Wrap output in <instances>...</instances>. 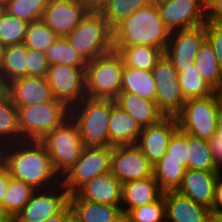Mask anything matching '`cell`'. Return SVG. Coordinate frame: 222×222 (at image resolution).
<instances>
[{"label":"cell","mask_w":222,"mask_h":222,"mask_svg":"<svg viewBox=\"0 0 222 222\" xmlns=\"http://www.w3.org/2000/svg\"><path fill=\"white\" fill-rule=\"evenodd\" d=\"M27 55V76L46 77L50 63L45 53L29 49L26 50Z\"/></svg>","instance_id":"42"},{"label":"cell","mask_w":222,"mask_h":222,"mask_svg":"<svg viewBox=\"0 0 222 222\" xmlns=\"http://www.w3.org/2000/svg\"><path fill=\"white\" fill-rule=\"evenodd\" d=\"M4 52H5V47L2 46L0 43V64H1V61L3 60Z\"/></svg>","instance_id":"58"},{"label":"cell","mask_w":222,"mask_h":222,"mask_svg":"<svg viewBox=\"0 0 222 222\" xmlns=\"http://www.w3.org/2000/svg\"><path fill=\"white\" fill-rule=\"evenodd\" d=\"M104 0H88V6L92 8H97Z\"/></svg>","instance_id":"52"},{"label":"cell","mask_w":222,"mask_h":222,"mask_svg":"<svg viewBox=\"0 0 222 222\" xmlns=\"http://www.w3.org/2000/svg\"><path fill=\"white\" fill-rule=\"evenodd\" d=\"M212 214H222V173L219 172L215 185L214 202L211 209Z\"/></svg>","instance_id":"45"},{"label":"cell","mask_w":222,"mask_h":222,"mask_svg":"<svg viewBox=\"0 0 222 222\" xmlns=\"http://www.w3.org/2000/svg\"><path fill=\"white\" fill-rule=\"evenodd\" d=\"M111 173L123 184L153 176V164L136 145L112 146Z\"/></svg>","instance_id":"15"},{"label":"cell","mask_w":222,"mask_h":222,"mask_svg":"<svg viewBox=\"0 0 222 222\" xmlns=\"http://www.w3.org/2000/svg\"><path fill=\"white\" fill-rule=\"evenodd\" d=\"M213 0H203L205 7H207Z\"/></svg>","instance_id":"59"},{"label":"cell","mask_w":222,"mask_h":222,"mask_svg":"<svg viewBox=\"0 0 222 222\" xmlns=\"http://www.w3.org/2000/svg\"><path fill=\"white\" fill-rule=\"evenodd\" d=\"M188 161L187 169L201 171H219V165L213 158L209 141L187 133Z\"/></svg>","instance_id":"31"},{"label":"cell","mask_w":222,"mask_h":222,"mask_svg":"<svg viewBox=\"0 0 222 222\" xmlns=\"http://www.w3.org/2000/svg\"><path fill=\"white\" fill-rule=\"evenodd\" d=\"M90 9L83 2L49 0L41 20L59 37H66Z\"/></svg>","instance_id":"16"},{"label":"cell","mask_w":222,"mask_h":222,"mask_svg":"<svg viewBox=\"0 0 222 222\" xmlns=\"http://www.w3.org/2000/svg\"><path fill=\"white\" fill-rule=\"evenodd\" d=\"M186 169L174 160H159L153 165V176L163 192L176 191Z\"/></svg>","instance_id":"33"},{"label":"cell","mask_w":222,"mask_h":222,"mask_svg":"<svg viewBox=\"0 0 222 222\" xmlns=\"http://www.w3.org/2000/svg\"><path fill=\"white\" fill-rule=\"evenodd\" d=\"M71 1L83 2V3H86L88 5V0H71Z\"/></svg>","instance_id":"61"},{"label":"cell","mask_w":222,"mask_h":222,"mask_svg":"<svg viewBox=\"0 0 222 222\" xmlns=\"http://www.w3.org/2000/svg\"><path fill=\"white\" fill-rule=\"evenodd\" d=\"M112 222H128L127 215L121 213L114 221Z\"/></svg>","instance_id":"53"},{"label":"cell","mask_w":222,"mask_h":222,"mask_svg":"<svg viewBox=\"0 0 222 222\" xmlns=\"http://www.w3.org/2000/svg\"><path fill=\"white\" fill-rule=\"evenodd\" d=\"M179 82L185 101L207 97L215 91L203 80L196 67L182 68Z\"/></svg>","instance_id":"36"},{"label":"cell","mask_w":222,"mask_h":222,"mask_svg":"<svg viewBox=\"0 0 222 222\" xmlns=\"http://www.w3.org/2000/svg\"><path fill=\"white\" fill-rule=\"evenodd\" d=\"M0 222H13V218L0 206Z\"/></svg>","instance_id":"49"},{"label":"cell","mask_w":222,"mask_h":222,"mask_svg":"<svg viewBox=\"0 0 222 222\" xmlns=\"http://www.w3.org/2000/svg\"><path fill=\"white\" fill-rule=\"evenodd\" d=\"M111 99L85 97L70 107L81 141L85 146L109 147Z\"/></svg>","instance_id":"3"},{"label":"cell","mask_w":222,"mask_h":222,"mask_svg":"<svg viewBox=\"0 0 222 222\" xmlns=\"http://www.w3.org/2000/svg\"><path fill=\"white\" fill-rule=\"evenodd\" d=\"M49 0H6L5 12L27 22L40 20Z\"/></svg>","instance_id":"39"},{"label":"cell","mask_w":222,"mask_h":222,"mask_svg":"<svg viewBox=\"0 0 222 222\" xmlns=\"http://www.w3.org/2000/svg\"><path fill=\"white\" fill-rule=\"evenodd\" d=\"M85 69L69 65H50L46 79L56 99L69 107L86 97Z\"/></svg>","instance_id":"11"},{"label":"cell","mask_w":222,"mask_h":222,"mask_svg":"<svg viewBox=\"0 0 222 222\" xmlns=\"http://www.w3.org/2000/svg\"><path fill=\"white\" fill-rule=\"evenodd\" d=\"M206 39L212 45L218 63L222 68V23H205Z\"/></svg>","instance_id":"43"},{"label":"cell","mask_w":222,"mask_h":222,"mask_svg":"<svg viewBox=\"0 0 222 222\" xmlns=\"http://www.w3.org/2000/svg\"><path fill=\"white\" fill-rule=\"evenodd\" d=\"M206 39L205 24L172 31L164 55L179 72L182 68L194 67L197 52Z\"/></svg>","instance_id":"14"},{"label":"cell","mask_w":222,"mask_h":222,"mask_svg":"<svg viewBox=\"0 0 222 222\" xmlns=\"http://www.w3.org/2000/svg\"><path fill=\"white\" fill-rule=\"evenodd\" d=\"M6 92L16 107L61 101L55 98L46 77L26 76L10 82Z\"/></svg>","instance_id":"18"},{"label":"cell","mask_w":222,"mask_h":222,"mask_svg":"<svg viewBox=\"0 0 222 222\" xmlns=\"http://www.w3.org/2000/svg\"><path fill=\"white\" fill-rule=\"evenodd\" d=\"M219 171L222 173V163L219 165Z\"/></svg>","instance_id":"62"},{"label":"cell","mask_w":222,"mask_h":222,"mask_svg":"<svg viewBox=\"0 0 222 222\" xmlns=\"http://www.w3.org/2000/svg\"><path fill=\"white\" fill-rule=\"evenodd\" d=\"M219 101H220V107H221V113H222V85L220 88L216 91Z\"/></svg>","instance_id":"56"},{"label":"cell","mask_w":222,"mask_h":222,"mask_svg":"<svg viewBox=\"0 0 222 222\" xmlns=\"http://www.w3.org/2000/svg\"><path fill=\"white\" fill-rule=\"evenodd\" d=\"M220 171L186 169L178 193L209 210L214 202L215 185Z\"/></svg>","instance_id":"19"},{"label":"cell","mask_w":222,"mask_h":222,"mask_svg":"<svg viewBox=\"0 0 222 222\" xmlns=\"http://www.w3.org/2000/svg\"><path fill=\"white\" fill-rule=\"evenodd\" d=\"M166 222H210L211 210L177 191L163 192Z\"/></svg>","instance_id":"21"},{"label":"cell","mask_w":222,"mask_h":222,"mask_svg":"<svg viewBox=\"0 0 222 222\" xmlns=\"http://www.w3.org/2000/svg\"><path fill=\"white\" fill-rule=\"evenodd\" d=\"M112 147L85 146L76 163L61 177L67 193H75L98 175L111 172Z\"/></svg>","instance_id":"9"},{"label":"cell","mask_w":222,"mask_h":222,"mask_svg":"<svg viewBox=\"0 0 222 222\" xmlns=\"http://www.w3.org/2000/svg\"><path fill=\"white\" fill-rule=\"evenodd\" d=\"M114 101L116 105L131 115L141 128L154 125L165 117L158 109L156 102L130 92H120Z\"/></svg>","instance_id":"24"},{"label":"cell","mask_w":222,"mask_h":222,"mask_svg":"<svg viewBox=\"0 0 222 222\" xmlns=\"http://www.w3.org/2000/svg\"><path fill=\"white\" fill-rule=\"evenodd\" d=\"M209 145L214 160L218 165H220L222 163V138L215 134L209 140Z\"/></svg>","instance_id":"46"},{"label":"cell","mask_w":222,"mask_h":222,"mask_svg":"<svg viewBox=\"0 0 222 222\" xmlns=\"http://www.w3.org/2000/svg\"><path fill=\"white\" fill-rule=\"evenodd\" d=\"M210 222H222V214H212Z\"/></svg>","instance_id":"54"},{"label":"cell","mask_w":222,"mask_h":222,"mask_svg":"<svg viewBox=\"0 0 222 222\" xmlns=\"http://www.w3.org/2000/svg\"><path fill=\"white\" fill-rule=\"evenodd\" d=\"M75 194L84 200L121 206L122 183L111 173L98 175L81 186Z\"/></svg>","instance_id":"20"},{"label":"cell","mask_w":222,"mask_h":222,"mask_svg":"<svg viewBox=\"0 0 222 222\" xmlns=\"http://www.w3.org/2000/svg\"><path fill=\"white\" fill-rule=\"evenodd\" d=\"M26 50L24 43L5 47L4 57L0 64V77L5 86L27 76Z\"/></svg>","instance_id":"28"},{"label":"cell","mask_w":222,"mask_h":222,"mask_svg":"<svg viewBox=\"0 0 222 222\" xmlns=\"http://www.w3.org/2000/svg\"><path fill=\"white\" fill-rule=\"evenodd\" d=\"M160 160H174L180 162L185 169H187L188 161V145L187 133L179 128L173 133L169 140L167 152Z\"/></svg>","instance_id":"41"},{"label":"cell","mask_w":222,"mask_h":222,"mask_svg":"<svg viewBox=\"0 0 222 222\" xmlns=\"http://www.w3.org/2000/svg\"><path fill=\"white\" fill-rule=\"evenodd\" d=\"M121 92H130L156 102L157 87L152 71L124 67Z\"/></svg>","instance_id":"26"},{"label":"cell","mask_w":222,"mask_h":222,"mask_svg":"<svg viewBox=\"0 0 222 222\" xmlns=\"http://www.w3.org/2000/svg\"><path fill=\"white\" fill-rule=\"evenodd\" d=\"M2 164V146L0 145V165Z\"/></svg>","instance_id":"60"},{"label":"cell","mask_w":222,"mask_h":222,"mask_svg":"<svg viewBox=\"0 0 222 222\" xmlns=\"http://www.w3.org/2000/svg\"><path fill=\"white\" fill-rule=\"evenodd\" d=\"M46 56L50 65H69L86 68L87 60L79 54L65 37L58 39L47 49Z\"/></svg>","instance_id":"35"},{"label":"cell","mask_w":222,"mask_h":222,"mask_svg":"<svg viewBox=\"0 0 222 222\" xmlns=\"http://www.w3.org/2000/svg\"><path fill=\"white\" fill-rule=\"evenodd\" d=\"M72 212L70 203L68 202L58 213L50 216L42 222H64V219Z\"/></svg>","instance_id":"48"},{"label":"cell","mask_w":222,"mask_h":222,"mask_svg":"<svg viewBox=\"0 0 222 222\" xmlns=\"http://www.w3.org/2000/svg\"><path fill=\"white\" fill-rule=\"evenodd\" d=\"M221 114L216 91L203 98L187 100L175 116L183 132L209 141L215 134Z\"/></svg>","instance_id":"7"},{"label":"cell","mask_w":222,"mask_h":222,"mask_svg":"<svg viewBox=\"0 0 222 222\" xmlns=\"http://www.w3.org/2000/svg\"><path fill=\"white\" fill-rule=\"evenodd\" d=\"M163 195L154 176L122 184L121 211L128 214L133 208L157 201Z\"/></svg>","instance_id":"22"},{"label":"cell","mask_w":222,"mask_h":222,"mask_svg":"<svg viewBox=\"0 0 222 222\" xmlns=\"http://www.w3.org/2000/svg\"><path fill=\"white\" fill-rule=\"evenodd\" d=\"M21 141L18 109L5 92L0 97V145Z\"/></svg>","instance_id":"30"},{"label":"cell","mask_w":222,"mask_h":222,"mask_svg":"<svg viewBox=\"0 0 222 222\" xmlns=\"http://www.w3.org/2000/svg\"><path fill=\"white\" fill-rule=\"evenodd\" d=\"M151 2V0H104L96 9L113 29L123 19Z\"/></svg>","instance_id":"32"},{"label":"cell","mask_w":222,"mask_h":222,"mask_svg":"<svg viewBox=\"0 0 222 222\" xmlns=\"http://www.w3.org/2000/svg\"><path fill=\"white\" fill-rule=\"evenodd\" d=\"M194 65L203 80L217 91L222 85V68L220 67L212 45L207 39L201 44Z\"/></svg>","instance_id":"29"},{"label":"cell","mask_w":222,"mask_h":222,"mask_svg":"<svg viewBox=\"0 0 222 222\" xmlns=\"http://www.w3.org/2000/svg\"><path fill=\"white\" fill-rule=\"evenodd\" d=\"M41 142L50 155L55 171L62 177L82 154L85 145L71 117L50 131Z\"/></svg>","instance_id":"8"},{"label":"cell","mask_w":222,"mask_h":222,"mask_svg":"<svg viewBox=\"0 0 222 222\" xmlns=\"http://www.w3.org/2000/svg\"><path fill=\"white\" fill-rule=\"evenodd\" d=\"M65 38L87 61L113 50L112 28L96 8L90 9Z\"/></svg>","instance_id":"4"},{"label":"cell","mask_w":222,"mask_h":222,"mask_svg":"<svg viewBox=\"0 0 222 222\" xmlns=\"http://www.w3.org/2000/svg\"><path fill=\"white\" fill-rule=\"evenodd\" d=\"M11 175L8 170L1 164L0 165V205L2 204L3 196L5 195L8 185L11 180Z\"/></svg>","instance_id":"47"},{"label":"cell","mask_w":222,"mask_h":222,"mask_svg":"<svg viewBox=\"0 0 222 222\" xmlns=\"http://www.w3.org/2000/svg\"><path fill=\"white\" fill-rule=\"evenodd\" d=\"M216 135H218L220 138H222V113L220 114V117L218 120Z\"/></svg>","instance_id":"51"},{"label":"cell","mask_w":222,"mask_h":222,"mask_svg":"<svg viewBox=\"0 0 222 222\" xmlns=\"http://www.w3.org/2000/svg\"><path fill=\"white\" fill-rule=\"evenodd\" d=\"M124 63L116 50L95 57L85 69L86 96L115 99L121 92Z\"/></svg>","instance_id":"5"},{"label":"cell","mask_w":222,"mask_h":222,"mask_svg":"<svg viewBox=\"0 0 222 222\" xmlns=\"http://www.w3.org/2000/svg\"><path fill=\"white\" fill-rule=\"evenodd\" d=\"M113 49L122 57L124 67L140 70L152 71L164 55L161 49L144 45L113 46Z\"/></svg>","instance_id":"27"},{"label":"cell","mask_w":222,"mask_h":222,"mask_svg":"<svg viewBox=\"0 0 222 222\" xmlns=\"http://www.w3.org/2000/svg\"><path fill=\"white\" fill-rule=\"evenodd\" d=\"M178 129L174 116H165L158 123L143 127L136 145L154 165L167 152L169 140Z\"/></svg>","instance_id":"17"},{"label":"cell","mask_w":222,"mask_h":222,"mask_svg":"<svg viewBox=\"0 0 222 222\" xmlns=\"http://www.w3.org/2000/svg\"><path fill=\"white\" fill-rule=\"evenodd\" d=\"M35 189L23 181L11 178L0 205L13 219L29 201Z\"/></svg>","instance_id":"34"},{"label":"cell","mask_w":222,"mask_h":222,"mask_svg":"<svg viewBox=\"0 0 222 222\" xmlns=\"http://www.w3.org/2000/svg\"><path fill=\"white\" fill-rule=\"evenodd\" d=\"M2 165L12 178L35 190L48 189L61 183L50 155L41 141L22 140L2 146Z\"/></svg>","instance_id":"1"},{"label":"cell","mask_w":222,"mask_h":222,"mask_svg":"<svg viewBox=\"0 0 222 222\" xmlns=\"http://www.w3.org/2000/svg\"><path fill=\"white\" fill-rule=\"evenodd\" d=\"M206 21L222 23V0H213L206 7Z\"/></svg>","instance_id":"44"},{"label":"cell","mask_w":222,"mask_h":222,"mask_svg":"<svg viewBox=\"0 0 222 222\" xmlns=\"http://www.w3.org/2000/svg\"><path fill=\"white\" fill-rule=\"evenodd\" d=\"M17 109L21 141H41L70 117V107L63 101H47Z\"/></svg>","instance_id":"6"},{"label":"cell","mask_w":222,"mask_h":222,"mask_svg":"<svg viewBox=\"0 0 222 222\" xmlns=\"http://www.w3.org/2000/svg\"><path fill=\"white\" fill-rule=\"evenodd\" d=\"M128 222H166L163 195L155 202L133 208L127 214Z\"/></svg>","instance_id":"40"},{"label":"cell","mask_w":222,"mask_h":222,"mask_svg":"<svg viewBox=\"0 0 222 222\" xmlns=\"http://www.w3.org/2000/svg\"><path fill=\"white\" fill-rule=\"evenodd\" d=\"M68 202L69 194L61 183L35 190L13 222H42L58 213Z\"/></svg>","instance_id":"12"},{"label":"cell","mask_w":222,"mask_h":222,"mask_svg":"<svg viewBox=\"0 0 222 222\" xmlns=\"http://www.w3.org/2000/svg\"><path fill=\"white\" fill-rule=\"evenodd\" d=\"M6 92V86L0 77V97Z\"/></svg>","instance_id":"55"},{"label":"cell","mask_w":222,"mask_h":222,"mask_svg":"<svg viewBox=\"0 0 222 222\" xmlns=\"http://www.w3.org/2000/svg\"><path fill=\"white\" fill-rule=\"evenodd\" d=\"M113 46L144 45L165 52L171 32L155 2L138 9L113 29Z\"/></svg>","instance_id":"2"},{"label":"cell","mask_w":222,"mask_h":222,"mask_svg":"<svg viewBox=\"0 0 222 222\" xmlns=\"http://www.w3.org/2000/svg\"><path fill=\"white\" fill-rule=\"evenodd\" d=\"M142 128L137 121L111 99L109 116V147L136 144Z\"/></svg>","instance_id":"23"},{"label":"cell","mask_w":222,"mask_h":222,"mask_svg":"<svg viewBox=\"0 0 222 222\" xmlns=\"http://www.w3.org/2000/svg\"><path fill=\"white\" fill-rule=\"evenodd\" d=\"M5 13V1L0 0V17Z\"/></svg>","instance_id":"57"},{"label":"cell","mask_w":222,"mask_h":222,"mask_svg":"<svg viewBox=\"0 0 222 222\" xmlns=\"http://www.w3.org/2000/svg\"><path fill=\"white\" fill-rule=\"evenodd\" d=\"M156 4L170 32L197 27L207 22L203 0H160Z\"/></svg>","instance_id":"13"},{"label":"cell","mask_w":222,"mask_h":222,"mask_svg":"<svg viewBox=\"0 0 222 222\" xmlns=\"http://www.w3.org/2000/svg\"><path fill=\"white\" fill-rule=\"evenodd\" d=\"M29 22L5 12L0 17V43L4 47L24 43Z\"/></svg>","instance_id":"38"},{"label":"cell","mask_w":222,"mask_h":222,"mask_svg":"<svg viewBox=\"0 0 222 222\" xmlns=\"http://www.w3.org/2000/svg\"><path fill=\"white\" fill-rule=\"evenodd\" d=\"M69 203L80 222H112L122 213L121 206L80 199L75 193L69 195Z\"/></svg>","instance_id":"25"},{"label":"cell","mask_w":222,"mask_h":222,"mask_svg":"<svg viewBox=\"0 0 222 222\" xmlns=\"http://www.w3.org/2000/svg\"><path fill=\"white\" fill-rule=\"evenodd\" d=\"M64 222H80L79 218L73 213V211L64 219Z\"/></svg>","instance_id":"50"},{"label":"cell","mask_w":222,"mask_h":222,"mask_svg":"<svg viewBox=\"0 0 222 222\" xmlns=\"http://www.w3.org/2000/svg\"><path fill=\"white\" fill-rule=\"evenodd\" d=\"M58 37L59 36L40 19L28 24L24 44L29 49L46 53L47 49Z\"/></svg>","instance_id":"37"},{"label":"cell","mask_w":222,"mask_h":222,"mask_svg":"<svg viewBox=\"0 0 222 222\" xmlns=\"http://www.w3.org/2000/svg\"><path fill=\"white\" fill-rule=\"evenodd\" d=\"M153 78L156 83V104L165 116H176L182 109L184 95L182 93L179 72L165 55L152 69Z\"/></svg>","instance_id":"10"}]
</instances>
